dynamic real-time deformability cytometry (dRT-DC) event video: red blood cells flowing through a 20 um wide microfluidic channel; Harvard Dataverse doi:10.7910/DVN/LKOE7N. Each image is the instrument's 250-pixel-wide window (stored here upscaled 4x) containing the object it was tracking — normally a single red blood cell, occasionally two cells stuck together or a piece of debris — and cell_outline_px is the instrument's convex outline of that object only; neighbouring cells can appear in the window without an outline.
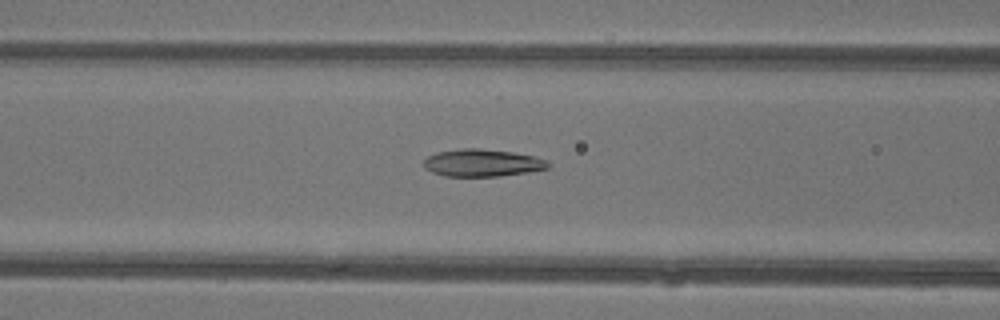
{"species": "common noctule bat (a hibernating species)", "species_latin": "Nyctalus noctula", "temperature_condition": "warm", "stored_images_in_passage": 42, "camera_frame_rate_fps": 3000, "um_per_image_px": 0.085, "animal": {"sex": "female"}, "frame": {"image": 1, "passage_image": 15, "time_ms": 4.667, "image_size_px": [1000, 320], "cell_outline_px": [[548, 168], [528, 172], [500, 176], [444, 176], [432, 172], [424, 168], [424, 160], [428, 156], [436, 152], [464, 148], [480, 148], [512, 152], [536, 156], [548, 160]], "centroid_in_image_um": [40.99, 13.84], "position_along_channel_um": 125.6, "area_um2": 19.88}}
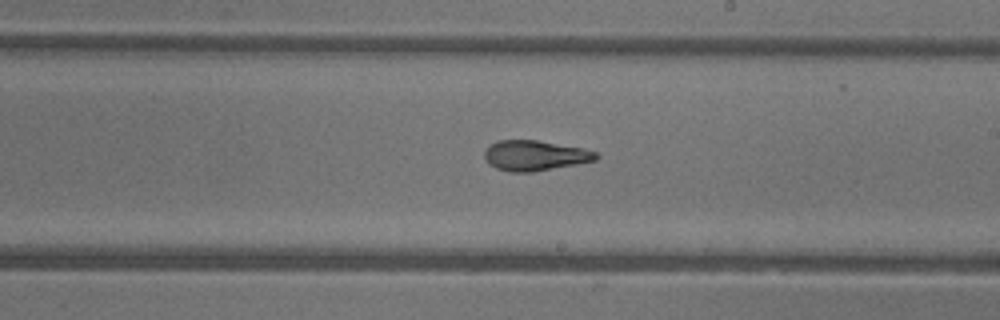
{"frame": {"image": 2, "passage_image": 23, "time_ms": 7.333, "image_size_px": [1000, 320], "cell_outline_px": [[600, 156], [596, 160], [576, 164], [532, 172], [508, 172], [496, 168], [488, 164], [484, 156], [484, 152], [496, 140], [536, 140], [580, 148], [596, 152]], "centroid_in_image_um": [45.43, 13.23], "position_along_channel_um": 243.6, "area_um2": 19.48}}
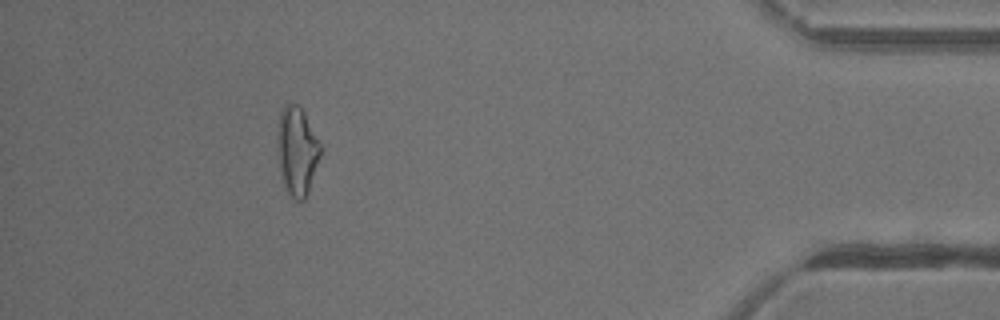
{"frame": {"image": 3, "passage_image": 38, "time_ms": 12.333, "image_size_px": [1000, 320], "cell_outline_px": [[320, 156], [308, 192], [304, 200], [296, 200], [284, 188], [276, 152], [276, 132], [280, 112], [284, 104], [296, 104], [304, 112], [320, 144]], "centroid_in_image_um": [25.2, 12.82], "position_along_channel_um": 410.0, "area_um2": 22.25}, "authors_computed_cell_mechanics": {"area_um2": 20.4901, "velocity_mm_per_s": 4.4281, "shape_relaxation_time_tau1_ms": null, "shape_relaxation_time_tau2_ms": 1.8191, "deformation_change_tau1": null, "deformation_change_tau2": 0.0975}}